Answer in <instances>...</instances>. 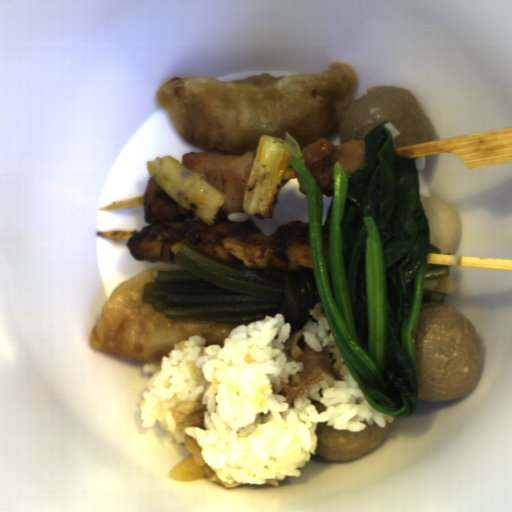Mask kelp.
Listing matches in <instances>:
<instances>
[{
    "instance_id": "obj_1",
    "label": "kelp",
    "mask_w": 512,
    "mask_h": 512,
    "mask_svg": "<svg viewBox=\"0 0 512 512\" xmlns=\"http://www.w3.org/2000/svg\"><path fill=\"white\" fill-rule=\"evenodd\" d=\"M174 264L185 269L157 272L141 297L171 321L248 326L283 314L291 331L316 321L310 312L320 304L314 270L261 273L204 254L188 240L180 244Z\"/></svg>"
},
{
    "instance_id": "obj_2",
    "label": "kelp",
    "mask_w": 512,
    "mask_h": 512,
    "mask_svg": "<svg viewBox=\"0 0 512 512\" xmlns=\"http://www.w3.org/2000/svg\"><path fill=\"white\" fill-rule=\"evenodd\" d=\"M450 273V267L442 264H428L426 267L425 281L448 277Z\"/></svg>"
},
{
    "instance_id": "obj_3",
    "label": "kelp",
    "mask_w": 512,
    "mask_h": 512,
    "mask_svg": "<svg viewBox=\"0 0 512 512\" xmlns=\"http://www.w3.org/2000/svg\"><path fill=\"white\" fill-rule=\"evenodd\" d=\"M445 297L446 295H441L423 289L421 301L436 302L442 305L445 304Z\"/></svg>"
},
{
    "instance_id": "obj_4",
    "label": "kelp",
    "mask_w": 512,
    "mask_h": 512,
    "mask_svg": "<svg viewBox=\"0 0 512 512\" xmlns=\"http://www.w3.org/2000/svg\"><path fill=\"white\" fill-rule=\"evenodd\" d=\"M429 253H440V254H442L440 248H438V247H436V246H434V245H432L430 243H429L428 254Z\"/></svg>"
}]
</instances>
